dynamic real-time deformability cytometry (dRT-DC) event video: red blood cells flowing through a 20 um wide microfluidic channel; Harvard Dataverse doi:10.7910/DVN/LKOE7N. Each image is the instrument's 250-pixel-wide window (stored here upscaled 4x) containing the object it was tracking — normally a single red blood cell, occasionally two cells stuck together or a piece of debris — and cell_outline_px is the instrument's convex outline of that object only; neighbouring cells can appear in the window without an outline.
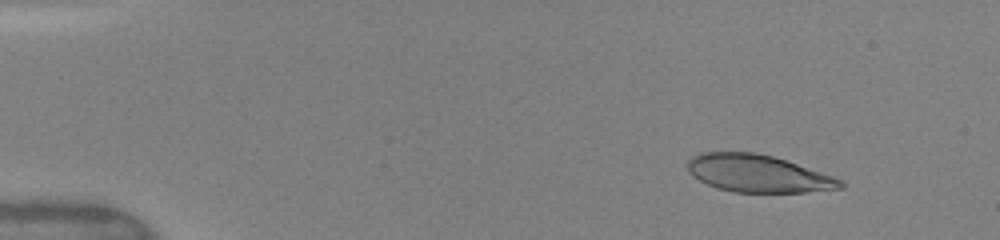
{"species": "human", "species_latin": "Homo sapiens", "temperature_condition": "warm", "stored_images_in_passage": 3, "camera_frame_rate_fps": 3000, "um_per_image_px": 0.085, "donor": {"sex": "female"}, "frame": {"image": 1, "passage_image": 1, "time_ms": 0.0, "image_size_px": [1000, 240], "cell_outline_px": [[844, 188], [804, 192], [732, 192], [716, 188], [692, 176], [688, 172], [688, 160], [692, 156], [700, 152], [756, 152], [772, 156], [832, 176], [840, 180], [844, 184]], "centroid_in_image_um": [64.37, 14.75], "position_along_channel_um": 20.6, "area_um2": 33.06}}
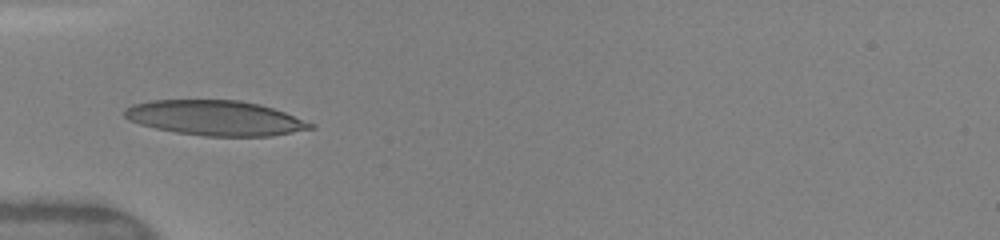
{"frame": {"image": 2, "passage_image": 3, "time_ms": 3.667, "image_size_px": [1000, 240], "cell_outline_px": [[316, 128], [272, 136], [204, 136], [176, 132], [156, 128], [140, 124], [128, 120], [124, 116], [124, 108], [132, 104], [148, 100], [240, 100], [260, 104], [284, 112], [316, 124]], "centroid_in_image_um": [18.3, 10.02], "position_along_channel_um": 66.7, "area_um2": 38.09}}